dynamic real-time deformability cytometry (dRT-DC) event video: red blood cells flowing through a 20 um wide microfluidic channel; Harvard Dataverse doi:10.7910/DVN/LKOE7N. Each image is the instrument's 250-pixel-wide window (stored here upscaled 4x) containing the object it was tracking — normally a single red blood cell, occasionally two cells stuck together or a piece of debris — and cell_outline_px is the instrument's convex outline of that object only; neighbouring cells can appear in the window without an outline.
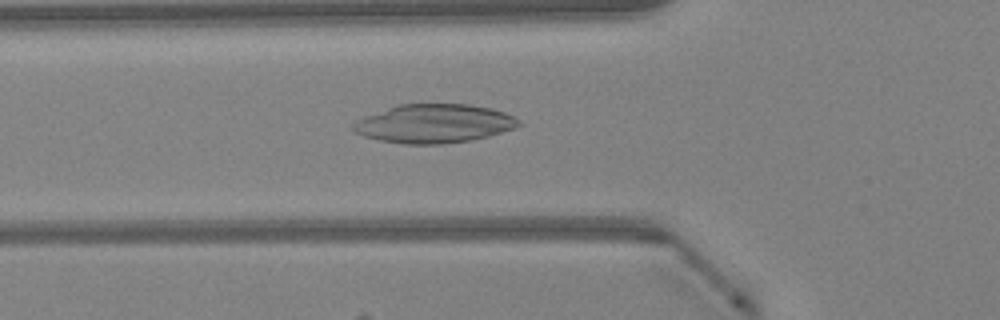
{"species": "Egyptian fruit bat (a non-hibernating species)", "species_latin": "Rousettus aegyptiacus", "temperature_condition": "warm", "stored_images_in_passage": 48, "camera_frame_rate_fps": 3000, "um_per_image_px": 0.085, "animal": {"sex": "female"}, "frame": {"image": 1, "passage_image": 17, "time_ms": 5.333, "image_size_px": [1000, 320], "cell_outline_px": [[524, 124], [516, 128], [488, 136], [468, 140], [440, 144], [404, 144], [380, 140], [364, 136], [356, 132], [352, 128], [352, 124], [356, 120], [364, 116], [400, 104], [468, 104], [492, 108], [504, 112], [520, 120]], "centroid_in_image_um": [36.92, 10.5], "position_along_channel_um": 88.9, "area_um2": 37.28}}
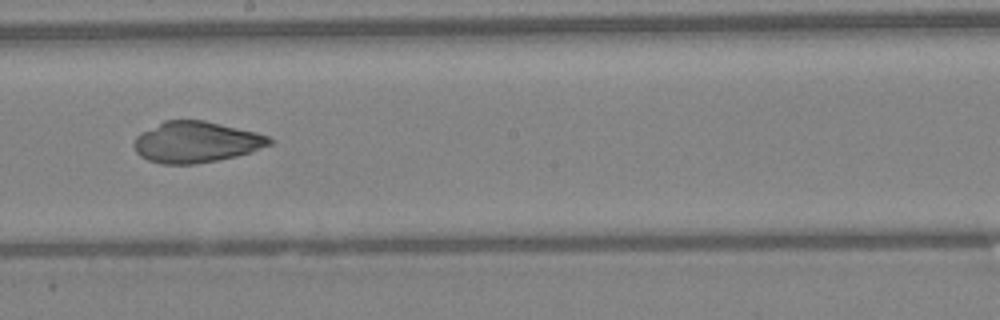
{"frame": {"image": 2, "passage_image": 27, "time_ms": 8.667, "image_size_px": [1000, 320], "cell_outline_px": [[276, 140], [272, 144], [252, 152], [236, 156], [196, 164], [160, 164], [148, 160], [140, 156], [136, 152], [132, 144], [136, 136], [140, 132], [164, 120], [204, 120], [256, 132], [268, 136]], "centroid_in_image_um": [16.66, 12.07], "position_along_channel_um": 231.5, "area_um2": 32.71}}
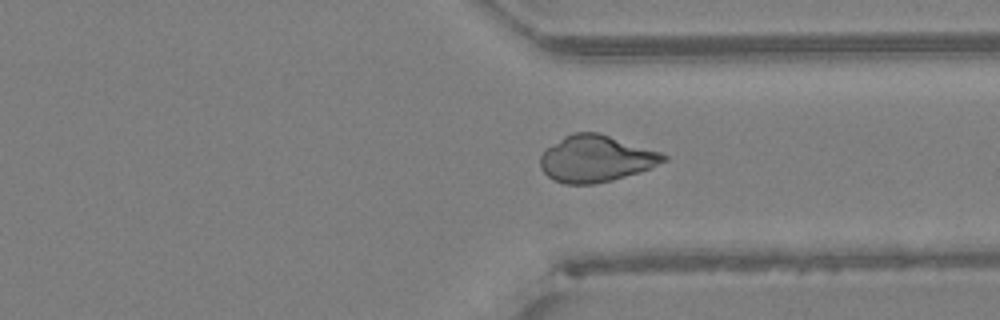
{"frame": {"image": 3, "passage_image": 36, "time_ms": 11.667, "image_size_px": [1000, 320], "cell_outline_px": [[668, 160], [640, 172], [612, 180], [596, 184], [564, 184], [552, 180], [540, 168], [540, 156], [548, 148], [564, 136], [572, 132], [600, 132], [660, 152], [668, 156]], "centroid_in_image_um": [50.66, 13.49], "position_along_channel_um": 360.7, "area_um2": 33.52}}